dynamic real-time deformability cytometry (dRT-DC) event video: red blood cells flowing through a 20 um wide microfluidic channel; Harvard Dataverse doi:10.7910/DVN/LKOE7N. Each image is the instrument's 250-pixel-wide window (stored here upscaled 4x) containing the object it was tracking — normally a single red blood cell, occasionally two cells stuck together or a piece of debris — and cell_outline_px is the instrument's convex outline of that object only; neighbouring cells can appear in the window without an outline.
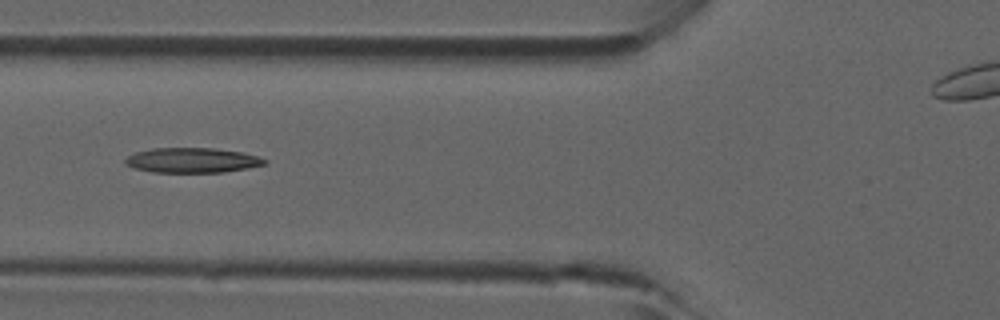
{"species": "common noctule bat (a hibernating species)", "species_latin": "Nyctalus noctula", "temperature_condition": "room temperature", "stored_images_in_passage": 5, "camera_frame_rate_fps": 3000, "um_per_image_px": 0.085, "animal": {"sex": "male", "forearm_length_mm": 52.5}, "frame": {"image": 1, "passage_image": 5, "time_ms": 1.333, "image_size_px": [1000, 320], "cell_outline_px": [[268, 164], [248, 168], [224, 172], [152, 172], [136, 168], [124, 164], [124, 160], [128, 156], [136, 152], [152, 148], [216, 148], [244, 152], [268, 160]], "centroid_in_image_um": [16.37, 13.62], "position_along_channel_um": 109.4, "area_um2": 20.35}}